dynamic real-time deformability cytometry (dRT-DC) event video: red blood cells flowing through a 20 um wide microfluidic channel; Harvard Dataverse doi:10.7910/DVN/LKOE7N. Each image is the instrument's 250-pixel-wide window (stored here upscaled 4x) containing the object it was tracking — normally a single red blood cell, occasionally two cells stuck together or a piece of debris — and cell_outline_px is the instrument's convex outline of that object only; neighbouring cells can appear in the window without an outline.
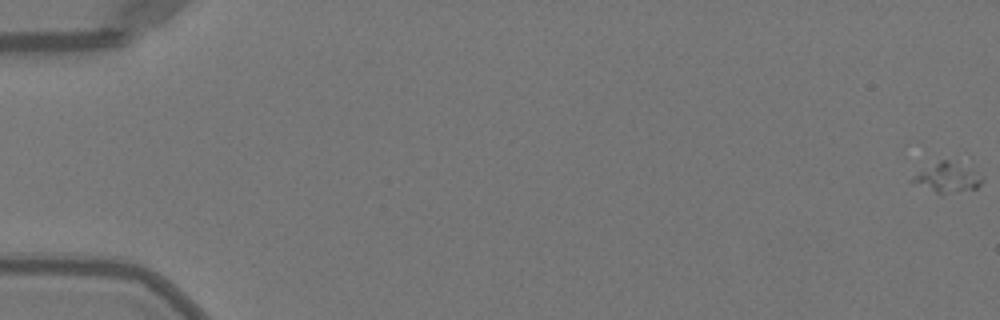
{"species": "Egyptian fruit bat (a non-hibernating species)", "species_latin": "Rousettus aegyptiacus", "temperature_condition": "warm", "stored_images_in_passage": 53, "camera_frame_rate_fps": 3000, "um_per_image_px": 0.085, "animal": {"sex": "female"}, "frame": {"image": 1, "passage_image": 1, "time_ms": 0.0, "image_size_px": [1000, 320], "cell_outline_px": [[984, 180], [976, 188], [940, 196], [908, 180], [920, 172], [940, 160], [948, 160], [972, 168], [984, 176]], "centroid_in_image_um": [80.57, 15.14], "position_along_channel_um": 4.4, "area_um2": 12.2}}
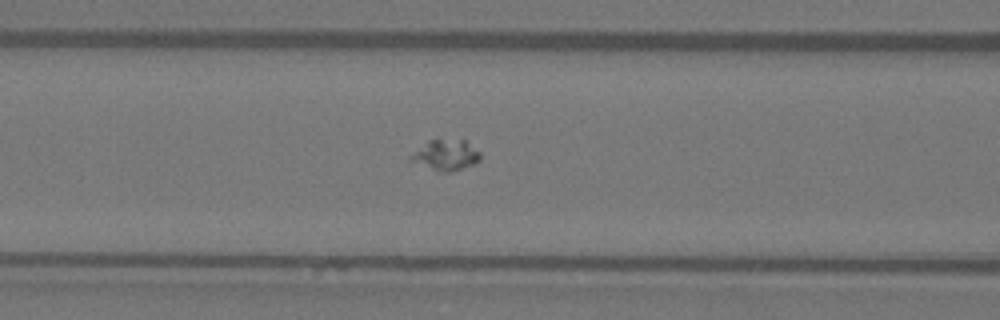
{"frame": {"image": 2, "passage_image": 23, "time_ms": 7.333, "image_size_px": [1000, 320], "cell_outline_px": [[480, 160], [476, 164], [452, 172], [444, 172], [408, 160], [408, 156], [428, 140], [464, 140], [480, 152]], "centroid_in_image_um": [37.9, 13.19], "position_along_channel_um": 128.7, "area_um2": 12.25}}
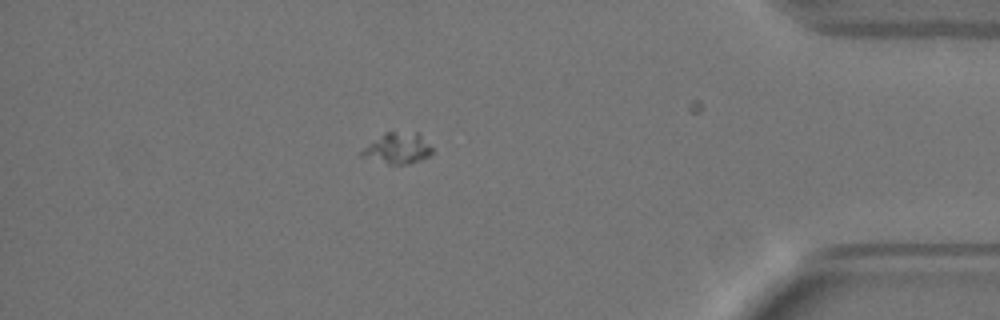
{"frame": {"image": 3, "passage_image": 46, "time_ms": 15.0, "image_size_px": [1000, 320], "cell_outline_px": [[432, 152], [428, 156], [420, 160], [408, 164], [388, 164], [360, 156], [360, 152], [364, 148], [384, 132], [416, 132], [432, 148]], "centroid_in_image_um": [33.78, 12.61], "position_along_channel_um": 401.4, "area_um2": 12.43}}